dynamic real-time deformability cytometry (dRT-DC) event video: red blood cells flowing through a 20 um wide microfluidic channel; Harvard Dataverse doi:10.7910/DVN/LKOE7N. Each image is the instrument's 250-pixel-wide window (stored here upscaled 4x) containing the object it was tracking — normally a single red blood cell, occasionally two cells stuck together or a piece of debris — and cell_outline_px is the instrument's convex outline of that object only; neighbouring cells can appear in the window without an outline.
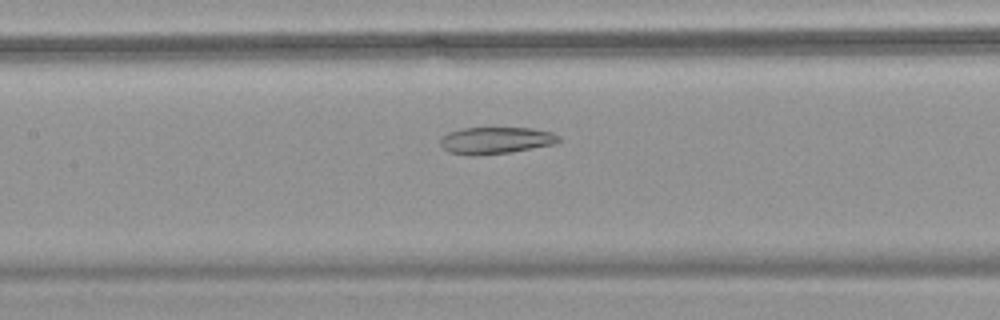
{"species": "common noctule bat (a hibernating species)", "species_latin": "Nyctalus noctula", "temperature_condition": "warm", "stored_images_in_passage": 41, "camera_frame_rate_fps": 3000, "um_per_image_px": 0.085, "animal": {"sex": "female", "body_mass_g": 18.4}, "frame": {"image": 1, "passage_image": 12, "time_ms": 3.667, "image_size_px": [1000, 320], "cell_outline_px": [[560, 140], [556, 144], [512, 152], [448, 152], [440, 144], [440, 136], [448, 132], [460, 128], [532, 128], [552, 132], [560, 136]], "centroid_in_image_um": [42.21, 11.88], "position_along_channel_um": 165.2, "area_um2": 17.86}}
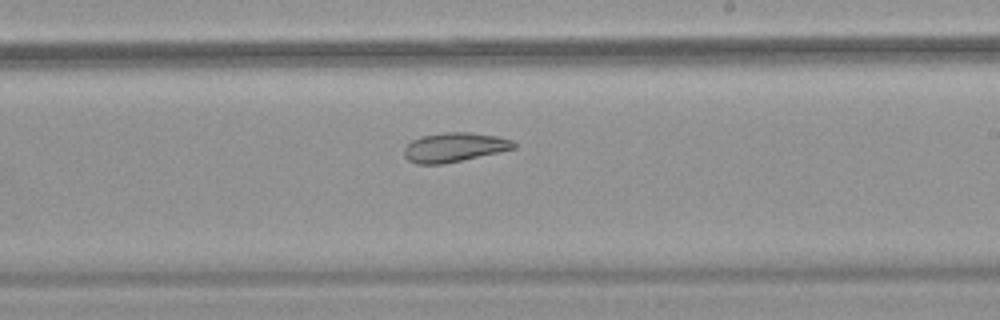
{"frame": {"image": 2, "passage_image": 19, "time_ms": 6.0, "image_size_px": [1000, 320], "cell_outline_px": [[516, 148], [444, 164], [416, 164], [408, 160], [404, 156], [404, 148], [412, 140], [420, 136], [444, 132], [472, 132], [496, 136], [512, 140], [516, 144]], "centroid_in_image_um": [38.59, 12.51], "position_along_channel_um": 250.4, "area_um2": 18.73}}
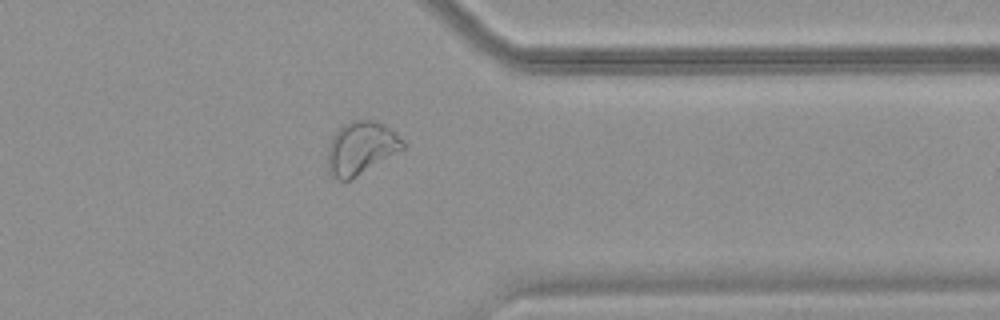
{"frame": {"image": 3, "passage_image": 30, "time_ms": 9.667, "image_size_px": [1000, 320], "cell_outline_px": [[404, 148], [352, 180], [336, 180], [328, 172], [328, 148], [332, 136], [344, 124], [352, 120], [372, 120], [388, 128], [404, 140]], "centroid_in_image_um": [30.65, 12.61], "position_along_channel_um": 380.7, "area_um2": 23.0}, "authors_computed_cell_mechanics": {"area_um2": 20.6346, "velocity_mm_per_s": 3.6679, "shape_relaxation_time_tau1_ms": null, "shape_relaxation_time_tau2_ms": 4.2733, "deformation_change_tau1": null, "deformation_change_tau2": 0.1087}}